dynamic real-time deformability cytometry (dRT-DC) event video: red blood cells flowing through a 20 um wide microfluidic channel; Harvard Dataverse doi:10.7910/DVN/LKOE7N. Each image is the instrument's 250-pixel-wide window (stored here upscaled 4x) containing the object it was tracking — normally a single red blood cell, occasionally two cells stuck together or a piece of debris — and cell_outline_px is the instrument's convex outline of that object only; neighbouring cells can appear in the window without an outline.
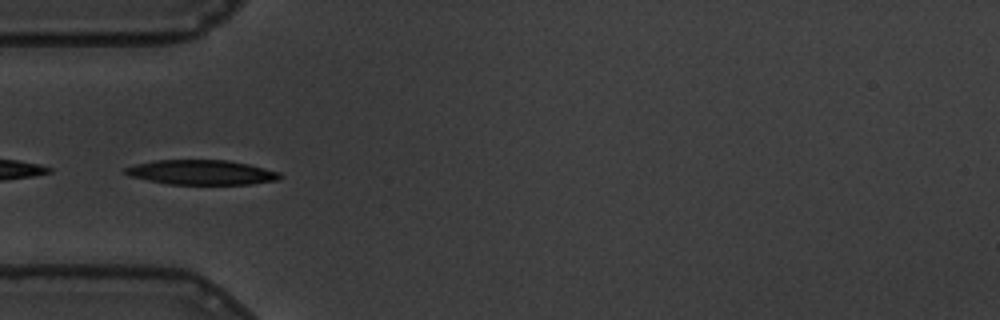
{"species": "common noctule bat (a hibernating species)", "species_latin": "Nyctalus noctula", "temperature_condition": "warm", "stored_images_in_passage": 24, "camera_frame_rate_fps": 3000, "um_per_image_px": 0.085, "animal": {"sex": "male", "body_mass_g": 19.5, "forearm_length_mm": 54.6}, "frame": {"image": 1, "passage_image": 18, "time_ms": 5.667, "image_size_px": [1000, 320], "cell_outline_px": [[284, 176], [280, 180], [248, 184], [168, 184], [128, 176], [124, 172], [124, 168], [136, 164], [156, 160], [228, 160], [248, 164], [280, 172]], "centroid_in_image_um": [17.15, 14.65], "position_along_channel_um": 67.9, "area_um2": 22.31}}